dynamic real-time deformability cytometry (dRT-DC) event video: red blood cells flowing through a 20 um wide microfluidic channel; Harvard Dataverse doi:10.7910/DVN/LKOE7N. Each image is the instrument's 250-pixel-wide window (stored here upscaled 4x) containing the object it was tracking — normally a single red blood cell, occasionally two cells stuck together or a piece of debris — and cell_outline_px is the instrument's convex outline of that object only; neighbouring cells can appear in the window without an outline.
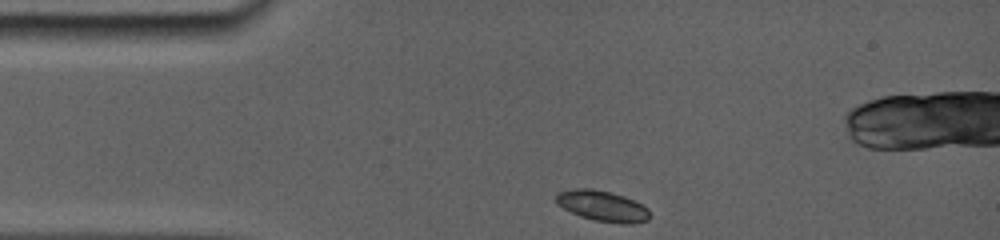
{"species": "common noctule bat (a hibernating species)", "species_latin": "Nyctalus noctula", "temperature_condition": "room temperature", "stored_images_in_passage": 30, "camera_frame_rate_fps": 5000, "um_per_image_px": 0.085, "animal": {"sex": "female", "body_mass_g": 19.0, "forearm_length_mm": 56.7}, "frame": {"image": 1, "passage_image": 1, "time_ms": 0.0, "image_size_px": [1000, 240], "cell_outline_px": [[648, 220], [632, 224], [620, 224], [596, 220], [580, 216], [556, 204], [556, 192], [572, 188], [592, 188], [612, 192], [624, 196], [648, 208]], "centroid_in_image_um": [51.17, 17.49], "position_along_channel_um": 33.8, "area_um2": 16.76}}
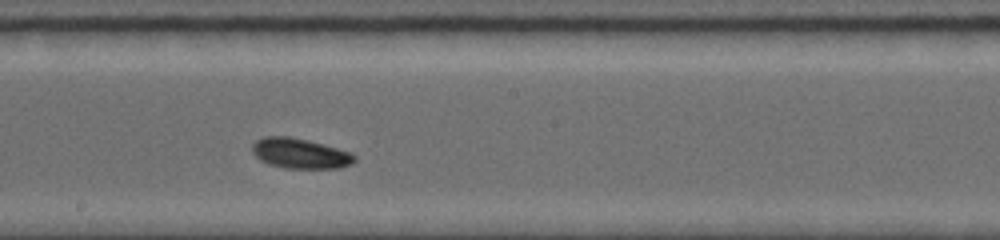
{"frame": {"image": 2, "passage_image": 19, "time_ms": 5.8, "image_size_px": [1000, 240], "cell_outline_px": [[356, 160], [352, 164], [340, 168], [284, 168], [268, 164], [260, 160], [252, 152], [252, 144], [256, 140], [268, 136], [288, 136], [336, 148], [348, 152], [356, 156]], "centroid_in_image_um": [25.48, 13.06], "position_along_channel_um": 222.7, "area_um2": 17.74}}
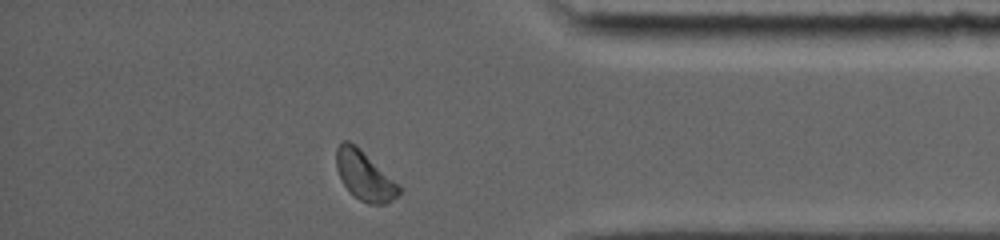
{"frame": {"image": 3, "passage_image": 30, "time_ms": 10.8, "image_size_px": [1000, 240], "cell_outline_px": [[400, 192], [392, 200], [384, 204], [368, 204], [360, 200], [344, 184], [336, 168], [336, 148], [344, 140], [348, 140], [356, 144], [400, 184]], "centroid_in_image_um": [31.0, 14.9], "position_along_channel_um": 404.2, "area_um2": 17.92}, "authors_computed_cell_mechanics": {"area_um2": 17.2244, "velocity_mm_per_s": 3.8073, "shape_relaxation_time_tau1_ms": 3.0678, "shape_relaxation_time_tau2_ms": 4.513, "deformation_change_tau1": 0.0573, "deformation_change_tau2": 0.0824}}